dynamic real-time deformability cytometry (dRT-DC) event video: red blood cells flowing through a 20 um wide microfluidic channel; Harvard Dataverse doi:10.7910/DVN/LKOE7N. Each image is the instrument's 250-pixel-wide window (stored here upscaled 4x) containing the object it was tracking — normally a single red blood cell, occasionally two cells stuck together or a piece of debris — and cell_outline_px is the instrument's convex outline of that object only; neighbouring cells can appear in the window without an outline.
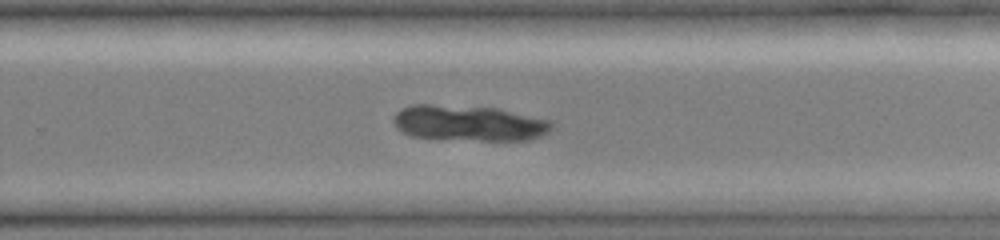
{"species": "common noctule bat (a hibernating species)", "species_latin": "Nyctalus noctula", "temperature_condition": "cold", "stored_images_in_passage": 43, "camera_frame_rate_fps": 3000, "um_per_image_px": 0.085, "animal": {"sex": "female", "body_mass_g": 19.0, "forearm_length_mm": 51.5}, "frame": {"image": 1, "passage_image": 28, "time_ms": 9.0, "image_size_px": [1000, 240], "cell_outline_px": [[552, 128], [548, 132], [540, 136], [528, 140], [480, 140], [412, 136], [396, 128], [392, 120], [396, 112], [412, 104], [428, 104], [496, 108], [548, 120], [552, 124]], "centroid_in_image_um": [39.83, 10.46], "position_along_channel_um": 290.0, "area_um2": 32.37}}
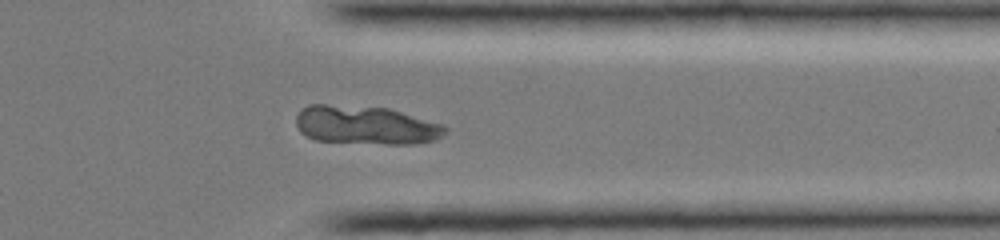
{"frame": {"image": 2, "passage_image": 34, "time_ms": 11.0, "image_size_px": [1000, 240], "cell_outline_px": [[448, 128], [436, 140], [416, 144], [388, 144], [316, 140], [304, 136], [300, 132], [296, 124], [296, 116], [308, 104], [324, 104], [388, 108], [444, 124]], "centroid_in_image_um": [31.1, 10.64], "position_along_channel_um": 380.3, "area_um2": 33.52}}
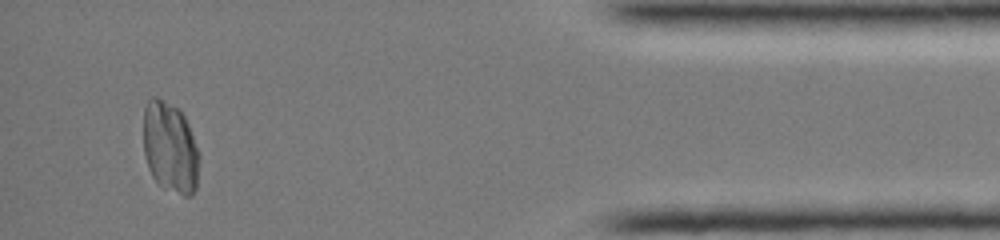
{"frame": {"image": 3, "passage_image": 40, "time_ms": 13.0, "image_size_px": [1000, 240], "cell_outline_px": [[200, 156], [196, 188], [192, 196], [184, 196], [164, 188], [152, 176], [148, 168], [144, 152], [144, 108], [148, 100], [152, 96], [156, 96], [180, 108], [188, 124], [200, 152]], "centroid_in_image_um": [14.48, 12.53], "position_along_channel_um": 420.7, "area_um2": 30.0}}